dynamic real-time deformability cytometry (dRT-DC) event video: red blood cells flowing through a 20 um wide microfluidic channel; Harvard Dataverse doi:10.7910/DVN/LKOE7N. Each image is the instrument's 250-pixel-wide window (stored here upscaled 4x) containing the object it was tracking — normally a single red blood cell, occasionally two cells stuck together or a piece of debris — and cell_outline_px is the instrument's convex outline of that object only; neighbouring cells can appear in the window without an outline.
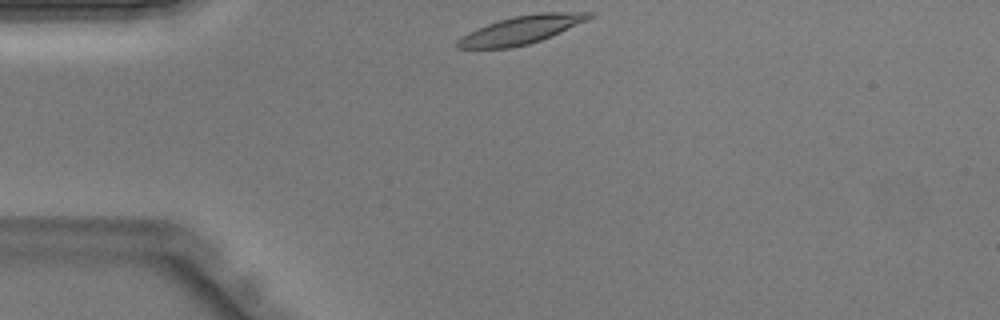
{"species": "Egyptian fruit bat (a non-hibernating species)", "species_latin": "Rousettus aegyptiacus", "temperature_condition": "warm", "stored_images_in_passage": 27, "camera_frame_rate_fps": 3000, "um_per_image_px": 0.085, "animal": {"sex": "male"}, "frame": {"image": 1, "passage_image": 1, "time_ms": 0.0, "image_size_px": [1000, 320], "cell_outline_px": [[592, 16], [588, 20], [540, 40], [528, 44], [508, 48], [456, 48], [456, 40], [468, 32], [476, 28], [512, 16], [540, 12], [592, 12]], "centroid_in_image_um": [44.27, 2.53], "position_along_channel_um": 40.7, "area_um2": 21.33}}
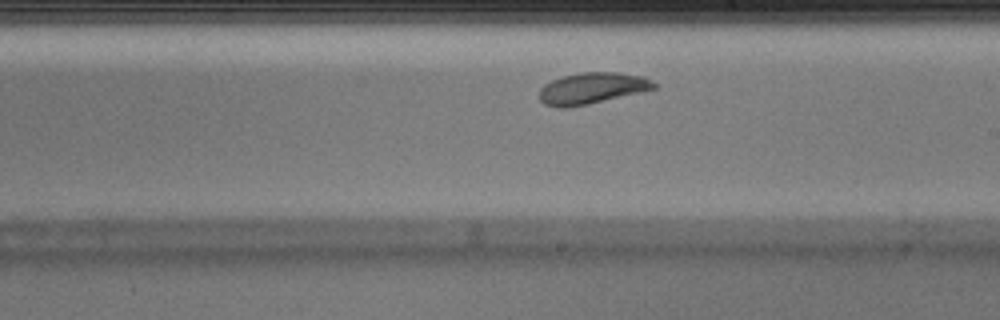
{"frame": {"image": 2, "passage_image": 16, "time_ms": 5.0, "image_size_px": [1000, 320], "cell_outline_px": [[656, 88], [644, 92], [588, 104], [564, 108], [556, 108], [544, 104], [540, 100], [540, 88], [544, 84], [552, 80], [564, 76], [584, 72], [616, 72], [644, 76], [652, 80], [656, 84]], "centroid_in_image_um": [50.34, 7.51], "position_along_channel_um": 238.7, "area_um2": 21.04}}
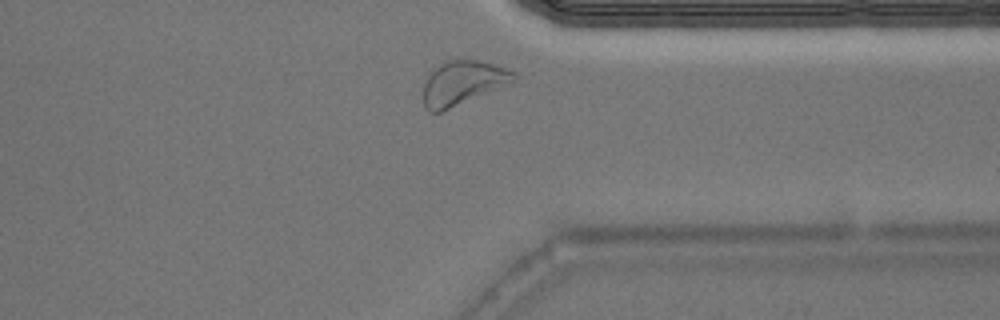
{"frame": {"image": 3, "passage_image": 25, "time_ms": 8.0, "image_size_px": [1000, 320], "cell_outline_px": [[520, 76], [516, 80], [440, 112], [428, 112], [424, 108], [424, 80], [440, 64], [452, 60], [476, 60], [492, 64], [516, 72]], "centroid_in_image_um": [39.32, 7.04], "position_along_channel_um": 372.1, "area_um2": 22.66}}